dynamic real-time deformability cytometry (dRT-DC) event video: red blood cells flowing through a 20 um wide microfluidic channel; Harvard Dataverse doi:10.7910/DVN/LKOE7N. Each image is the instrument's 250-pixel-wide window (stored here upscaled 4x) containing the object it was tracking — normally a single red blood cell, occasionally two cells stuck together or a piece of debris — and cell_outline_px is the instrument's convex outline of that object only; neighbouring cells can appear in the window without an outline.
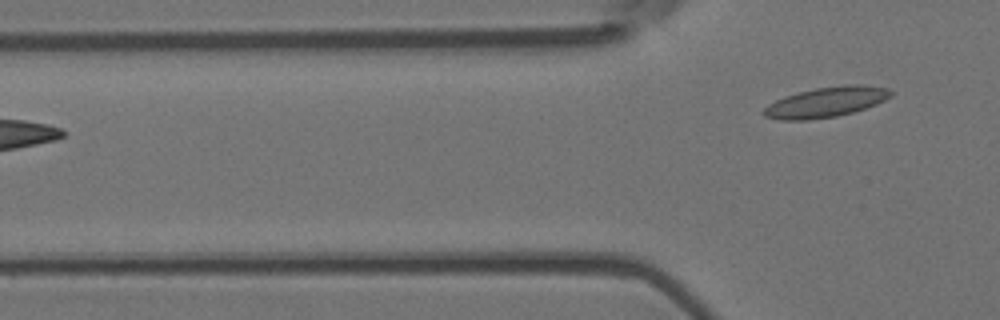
{"species": "Egyptian fruit bat (a non-hibernating species)", "species_latin": "Rousettus aegyptiacus", "temperature_condition": "room temperature", "stored_images_in_passage": 3, "camera_frame_rate_fps": 3000, "um_per_image_px": 0.085, "animal": {"sex": "female"}, "frame": {"image": 1, "passage_image": 3, "time_ms": 0.667, "image_size_px": [1000, 320], "cell_outline_px": [[892, 96], [876, 104], [852, 112], [836, 116], [804, 120], [780, 120], [764, 116], [760, 112], [768, 104], [784, 96], [816, 88], [848, 84], [860, 84], [888, 88], [892, 92]], "centroid_in_image_um": [70.19, 8.68], "position_along_channel_um": 55.6, "area_um2": 22.25}}